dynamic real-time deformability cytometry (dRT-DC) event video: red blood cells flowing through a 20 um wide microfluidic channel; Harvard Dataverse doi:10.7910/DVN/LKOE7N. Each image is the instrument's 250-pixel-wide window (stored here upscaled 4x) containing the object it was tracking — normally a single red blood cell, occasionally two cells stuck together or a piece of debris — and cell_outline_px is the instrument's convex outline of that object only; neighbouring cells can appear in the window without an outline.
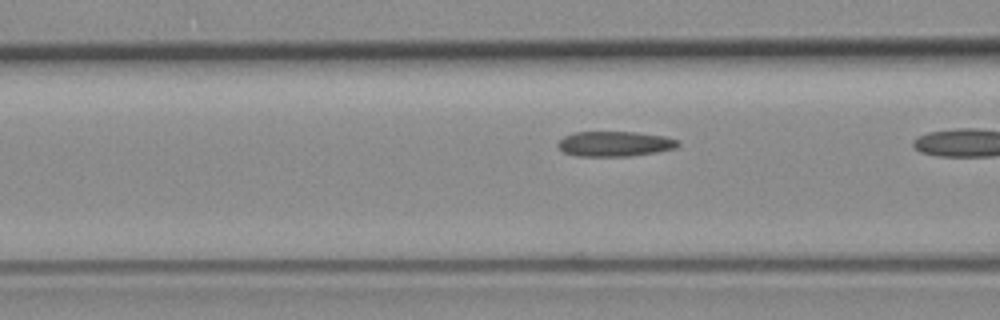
{"species": "common noctule bat (a hibernating species)", "species_latin": "Nyctalus noctula", "temperature_condition": "room temperature", "stored_images_in_passage": 20, "camera_frame_rate_fps": 3000, "um_per_image_px": 0.085, "animal": {"sex": "female", "body_mass_g": 19.3, "forearm_length_mm": 54.1}, "frame": {"image": 1, "passage_image": 19, "time_ms": 6.0, "image_size_px": [1000, 320], "cell_outline_px": [[680, 144], [676, 148], [656, 152], [632, 156], [576, 156], [564, 152], [556, 144], [564, 136], [576, 132], [636, 132], [664, 136], [680, 140]], "centroid_in_image_um": [52.28, 12.23], "position_along_channel_um": 114.3, "area_um2": 17.63}}